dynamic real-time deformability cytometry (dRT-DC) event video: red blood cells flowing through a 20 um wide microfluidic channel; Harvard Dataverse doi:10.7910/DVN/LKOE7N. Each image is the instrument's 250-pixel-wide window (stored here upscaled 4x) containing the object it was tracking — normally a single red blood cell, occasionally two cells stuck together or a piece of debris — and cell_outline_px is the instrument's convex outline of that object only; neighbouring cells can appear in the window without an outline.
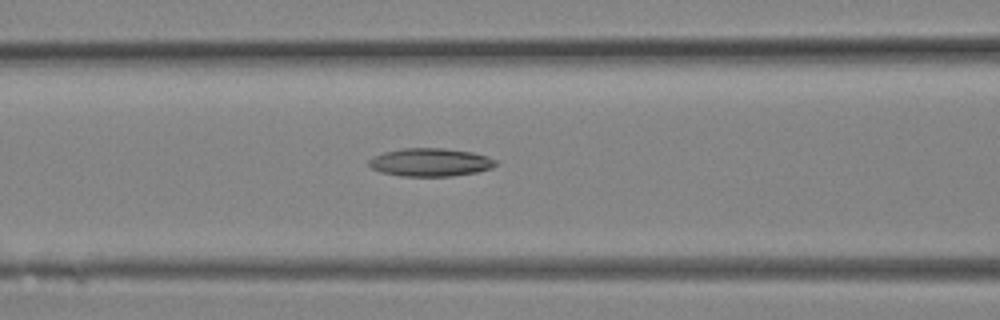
{"species": "Egyptian fruit bat (a non-hibernating species)", "species_latin": "Rousettus aegyptiacus", "temperature_condition": "room temperature", "stored_images_in_passage": 11, "camera_frame_rate_fps": 3000, "um_per_image_px": 0.085, "animal": {"sex": "female"}, "frame": {"image": 1, "passage_image": 3, "time_ms": 0.667, "image_size_px": [1000, 320], "cell_outline_px": [[500, 164], [492, 168], [476, 172], [452, 176], [400, 176], [380, 172], [372, 168], [368, 164], [368, 160], [372, 156], [384, 152], [404, 148], [444, 148], [472, 152], [488, 156], [496, 160]], "centroid_in_image_um": [36.59, 13.79], "position_along_channel_um": 130.0, "area_um2": 20.98}}
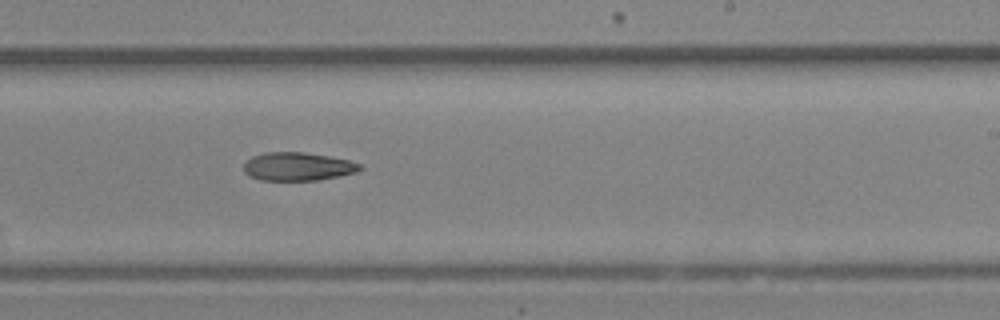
{"frame": {"image": 2, "passage_image": 8, "time_ms": 2.333, "image_size_px": [1000, 320], "cell_outline_px": [[364, 168], [356, 172], [340, 176], [320, 180], [260, 180], [248, 176], [244, 172], [244, 164], [252, 156], [264, 152], [304, 152], [328, 156], [348, 160], [360, 164]], "centroid_in_image_um": [25.3, 14.16], "position_along_channel_um": 263.7, "area_um2": 19.25}}
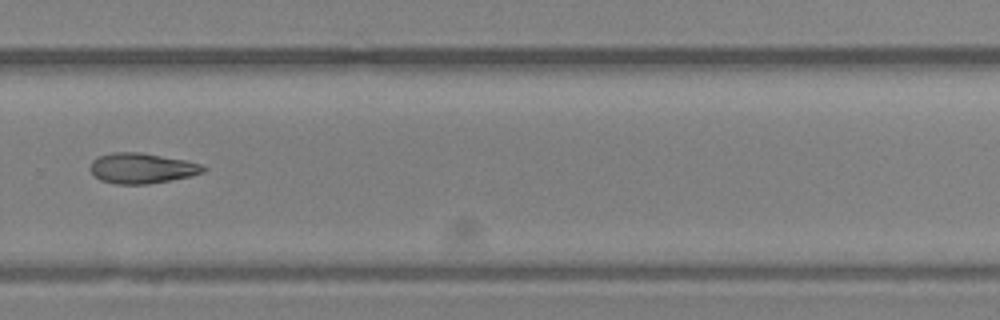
{"frame": {"image": 3, "passage_image": 10, "time_ms": 3.0, "image_size_px": [1000, 320], "cell_outline_px": [[208, 168], [204, 172], [192, 176], [148, 184], [116, 184], [100, 180], [88, 168], [92, 160], [100, 156], [112, 152], [140, 152], [184, 160], [200, 164]], "centroid_in_image_um": [12.05, 14.3], "position_along_channel_um": 317.8, "area_um2": 20.0}}